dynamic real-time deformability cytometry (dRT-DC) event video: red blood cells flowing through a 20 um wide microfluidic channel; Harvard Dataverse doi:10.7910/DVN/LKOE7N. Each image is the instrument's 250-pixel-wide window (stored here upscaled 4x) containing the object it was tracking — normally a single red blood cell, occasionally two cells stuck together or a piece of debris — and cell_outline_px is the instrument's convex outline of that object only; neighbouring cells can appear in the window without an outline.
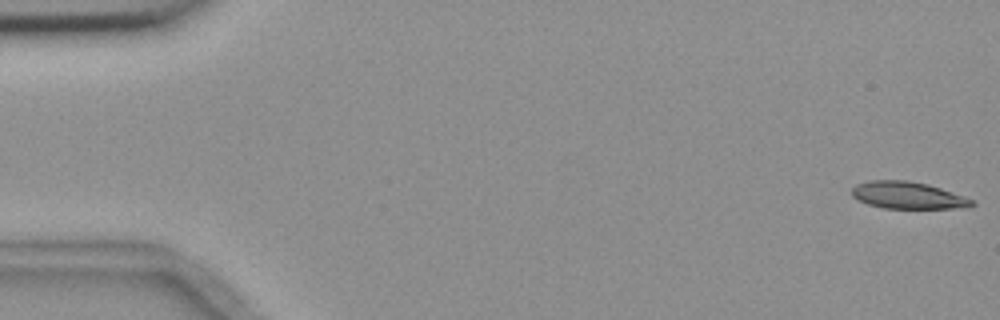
{"species": "common noctule bat (a hibernating species)", "species_latin": "Nyctalus noctula", "temperature_condition": "room temperature", "stored_images_in_passage": 6, "camera_frame_rate_fps": 3000, "um_per_image_px": 0.085, "animal": {"sex": "female", "body_mass_g": 18.4}, "frame": {"image": 1, "passage_image": 1, "time_ms": 0.0, "image_size_px": [1000, 320], "cell_outline_px": [[976, 204], [968, 208], [884, 208], [868, 204], [852, 196], [852, 188], [856, 184], [868, 180], [908, 180], [928, 184], [976, 200]], "centroid_in_image_um": [77.2, 16.6], "position_along_channel_um": 7.8, "area_um2": 19.02}}